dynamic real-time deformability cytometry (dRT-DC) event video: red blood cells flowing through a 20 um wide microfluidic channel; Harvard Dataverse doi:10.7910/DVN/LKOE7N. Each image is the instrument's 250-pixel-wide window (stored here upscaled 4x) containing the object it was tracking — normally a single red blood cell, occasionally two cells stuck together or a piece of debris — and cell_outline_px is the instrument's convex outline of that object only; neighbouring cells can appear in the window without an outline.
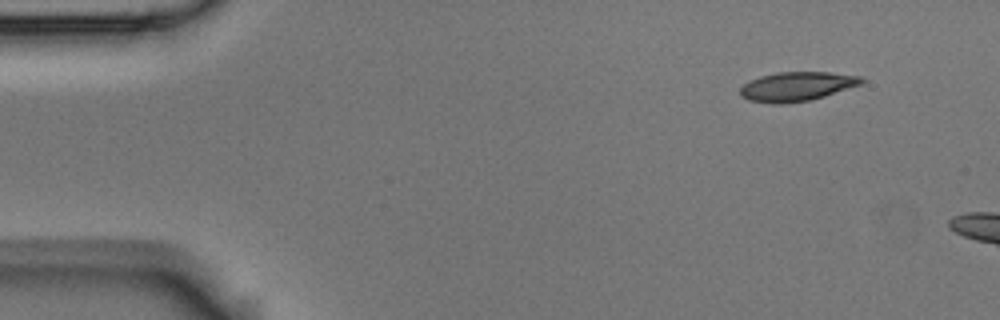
{"species": "Egyptian fruit bat (a non-hibernating species)", "species_latin": "Rousettus aegyptiacus", "temperature_condition": "room temperature", "stored_images_in_passage": 5, "camera_frame_rate_fps": 3000, "um_per_image_px": 0.085, "animal": {"sex": "male"}, "frame": {"image": 1, "passage_image": 1, "time_ms": 0.0, "image_size_px": [1000, 320], "cell_outline_px": [[864, 80], [860, 84], [824, 96], [808, 100], [780, 104], [772, 104], [748, 100], [740, 96], [740, 88], [744, 84], [760, 76], [776, 72], [828, 72], [860, 76]], "centroid_in_image_um": [67.68, 7.35], "position_along_channel_um": 17.3, "area_um2": 20.4}}